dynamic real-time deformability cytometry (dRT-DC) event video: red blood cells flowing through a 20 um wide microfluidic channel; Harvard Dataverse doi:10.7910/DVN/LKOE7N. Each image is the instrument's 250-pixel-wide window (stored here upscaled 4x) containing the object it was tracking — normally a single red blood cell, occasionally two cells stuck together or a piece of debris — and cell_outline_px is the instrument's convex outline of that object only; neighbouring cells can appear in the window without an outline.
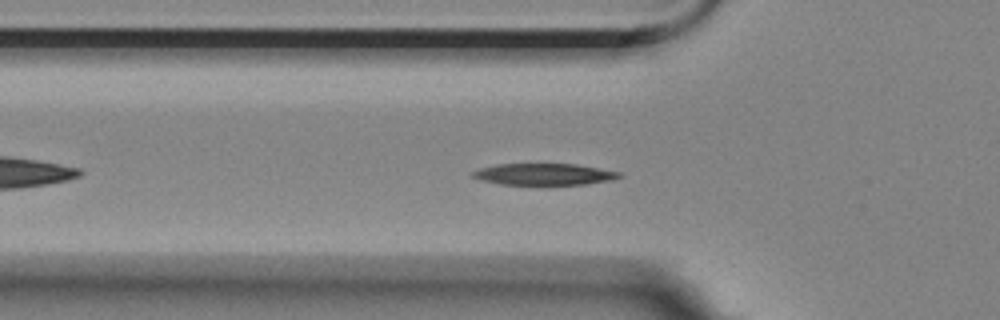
{"species": "Egyptian fruit bat (a non-hibernating species)", "species_latin": "Rousettus aegyptiacus", "temperature_condition": "room temperature", "stored_images_in_passage": 47, "segment_of_instrument_passage": [1, 2], "camera_frame_rate_fps": 3000, "um_per_image_px": 0.085, "animal": {"sex": "female"}, "frame": {"image": 1, "passage_image": 8, "time_ms": 2.333, "image_size_px": [1000, 320], "cell_outline_px": [[624, 176], [612, 180], [588, 184], [500, 184], [480, 180], [472, 176], [472, 172], [480, 168], [496, 164], [576, 164], [620, 172]], "centroid_in_image_um": [46.26, 14.81], "position_along_channel_um": 79.5, "area_um2": 18.32}}
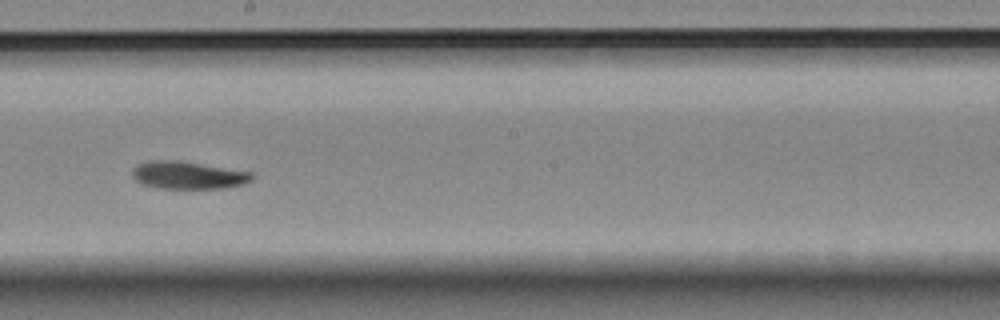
{"frame": {"image": 2, "passage_image": 21, "time_ms": 6.667, "image_size_px": [1000, 320], "cell_outline_px": [[256, 176], [252, 180], [244, 184], [224, 188], [156, 188], [140, 184], [132, 176], [132, 168], [136, 164], [148, 160], [180, 160], [252, 172]], "centroid_in_image_um": [15.96, 14.88], "position_along_channel_um": 232.2, "area_um2": 19.59}}
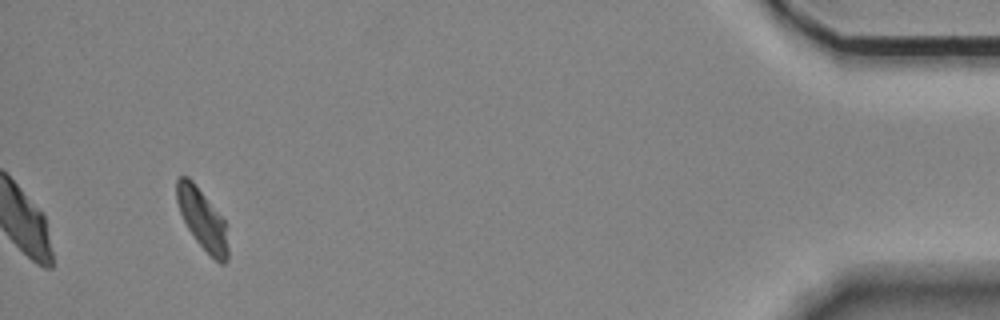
{"frame": {"image": 3, "passage_image": 43, "time_ms": 14.0, "image_size_px": [1000, 320], "cell_outline_px": [[228, 260], [224, 264], [220, 264], [196, 240], [188, 228], [180, 212], [176, 200], [176, 180], [180, 176], [188, 176], [192, 180], [224, 220], [228, 248]], "centroid_in_image_um": [17.18, 18.62], "position_along_channel_um": 418.0, "area_um2": 17.63}}